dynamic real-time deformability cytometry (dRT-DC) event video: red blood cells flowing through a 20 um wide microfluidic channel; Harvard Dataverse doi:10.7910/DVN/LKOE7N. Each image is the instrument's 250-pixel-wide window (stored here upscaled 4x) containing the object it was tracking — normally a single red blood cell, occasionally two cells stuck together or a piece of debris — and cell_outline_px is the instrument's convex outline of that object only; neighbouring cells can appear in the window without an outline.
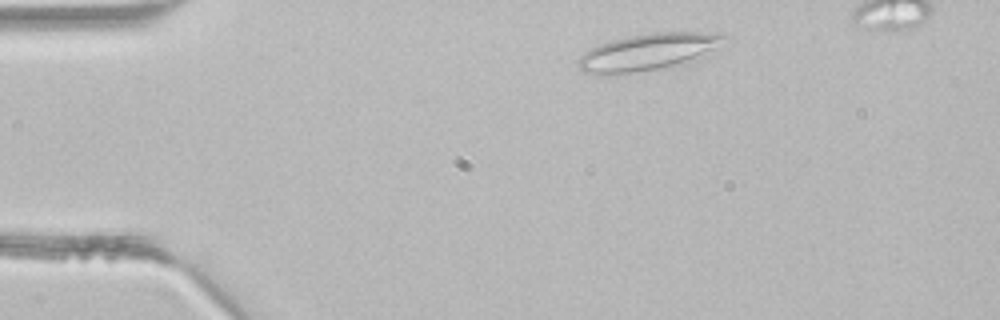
{"species": "common noctule bat (a hibernating species)", "species_latin": "Nyctalus noctula", "temperature_condition": "room temperature", "stored_images_in_passage": 3, "segment_of_instrument_passage": [1, 2], "camera_frame_rate_fps": 3000, "um_per_image_px": 0.085, "animal": {"sex": "male", "body_mass_g": 21.5, "forearm_length_mm": 52.0}, "frame": {"image": 1, "passage_image": 1, "time_ms": 0.0, "image_size_px": [1000, 320], "cell_outline_px": [[732, 40], [684, 60], [672, 64], [656, 68], [632, 72], [584, 72], [576, 64], [580, 56], [584, 52], [600, 44], [612, 40], [628, 36], [652, 32], [700, 32], [728, 36]], "centroid_in_image_um": [55.04, 4.35], "position_along_channel_um": 30.0, "area_um2": 29.54}}